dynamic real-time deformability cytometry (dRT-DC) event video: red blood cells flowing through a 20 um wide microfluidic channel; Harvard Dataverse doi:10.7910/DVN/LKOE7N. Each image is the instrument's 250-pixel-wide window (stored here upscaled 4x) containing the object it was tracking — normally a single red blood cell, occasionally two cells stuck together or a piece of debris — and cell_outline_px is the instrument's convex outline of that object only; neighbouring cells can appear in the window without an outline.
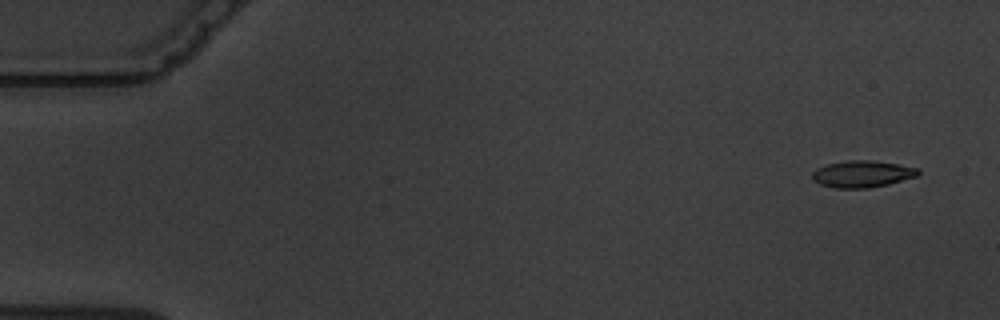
{"species": "common noctule bat (a hibernating species)", "species_latin": "Nyctalus noctula", "temperature_condition": "warm", "stored_images_in_passage": 5, "camera_frame_rate_fps": 3000, "um_per_image_px": 0.085, "animal": {"sex": "male", "body_mass_g": 19.5, "forearm_length_mm": 54.6}, "frame": {"image": 1, "passage_image": 1, "time_ms": 0.0, "image_size_px": [1000, 320], "cell_outline_px": [[920, 172], [916, 176], [888, 184], [868, 188], [832, 188], [820, 184], [812, 180], [812, 172], [816, 168], [828, 164], [848, 160], [872, 160], [920, 168]], "centroid_in_image_um": [73.26, 14.79], "position_along_channel_um": 11.7, "area_um2": 16.53}}
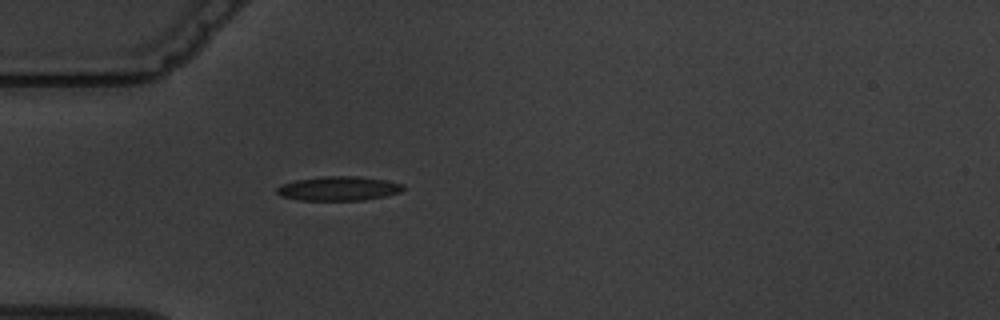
{"frame": {"image": 2, "passage_image": 5, "time_ms": 4.667, "image_size_px": [1000, 320], "cell_outline_px": [[404, 188], [400, 192], [384, 196], [364, 200], [296, 200], [280, 196], [276, 192], [276, 188], [280, 184], [296, 180], [320, 176], [356, 176], [384, 180], [404, 184]], "centroid_in_image_um": [28.73, 16.02], "position_along_channel_um": 56.3, "area_um2": 17.92}}